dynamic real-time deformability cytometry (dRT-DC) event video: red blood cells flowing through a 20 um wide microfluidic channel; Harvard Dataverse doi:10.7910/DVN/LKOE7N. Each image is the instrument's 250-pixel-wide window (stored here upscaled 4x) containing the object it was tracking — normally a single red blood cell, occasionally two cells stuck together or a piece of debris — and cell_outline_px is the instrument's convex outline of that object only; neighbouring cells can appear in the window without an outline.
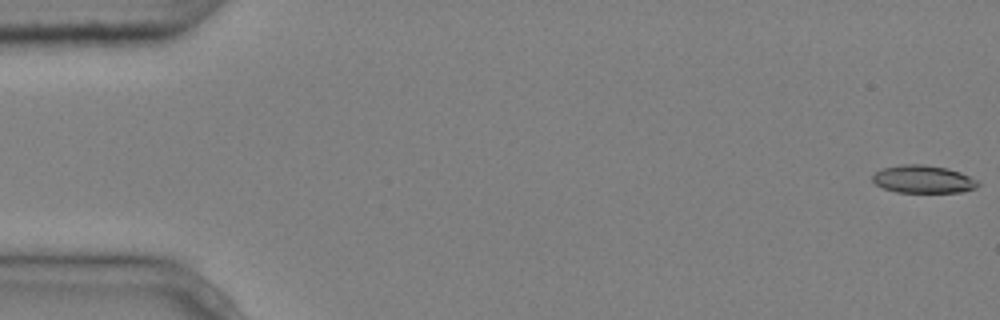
{"species": "common noctule bat (a hibernating species)", "species_latin": "Nyctalus noctula", "temperature_condition": "cold", "stored_images_in_passage": 3, "camera_frame_rate_fps": 3000, "um_per_image_px": 0.085, "animal": {"sex": "male", "body_mass_g": 20.4}, "frame": {"image": 1, "passage_image": 1, "time_ms": 0.0, "image_size_px": [1000, 320], "cell_outline_px": [[980, 184], [976, 188], [960, 192], [896, 192], [884, 188], [876, 184], [872, 180], [872, 176], [880, 168], [904, 164], [924, 164], [948, 168], [960, 172], [976, 180]], "centroid_in_image_um": [78.45, 15.22], "position_along_channel_um": 6.5, "area_um2": 17.05}}
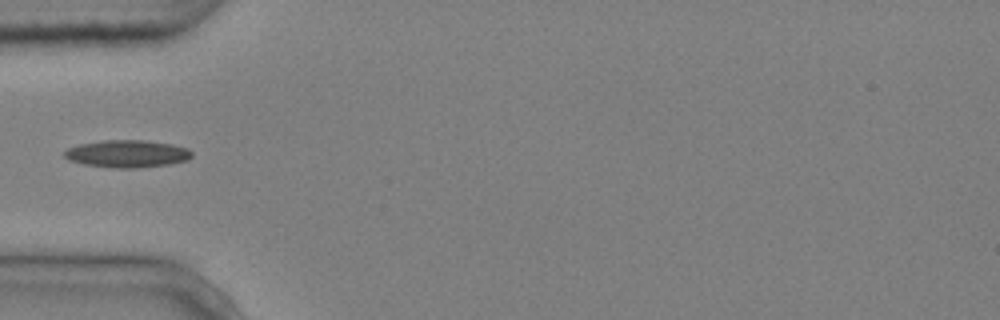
{"frame": {"image": 2, "passage_image": 3, "time_ms": 0.667, "image_size_px": [1000, 320], "cell_outline_px": [[192, 156], [188, 160], [168, 164], [136, 168], [116, 168], [84, 164], [68, 160], [64, 156], [64, 152], [68, 148], [80, 144], [104, 140], [144, 140], [172, 144], [188, 148], [192, 152]], "centroid_in_image_um": [10.82, 13.06], "position_along_channel_um": 74.2, "area_um2": 20.29}}